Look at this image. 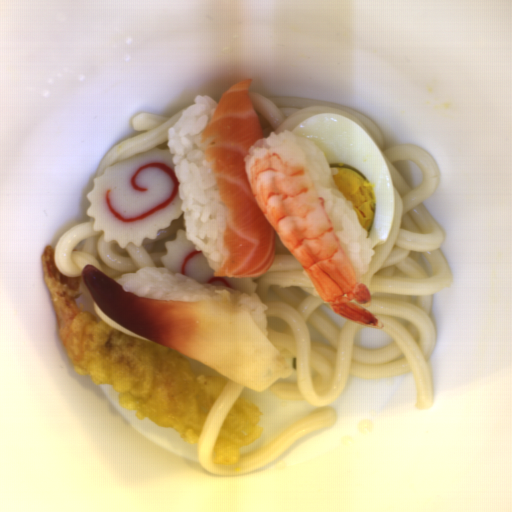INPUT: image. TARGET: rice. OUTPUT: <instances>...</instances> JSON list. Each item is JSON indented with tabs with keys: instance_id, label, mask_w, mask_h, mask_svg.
<instances>
[{
	"instance_id": "1",
	"label": "rice",
	"mask_w": 512,
	"mask_h": 512,
	"mask_svg": "<svg viewBox=\"0 0 512 512\" xmlns=\"http://www.w3.org/2000/svg\"><path fill=\"white\" fill-rule=\"evenodd\" d=\"M218 102L198 95L170 126L166 145L172 157L183 211L184 235L216 273L227 263L222 195L208 167L201 136Z\"/></svg>"
},
{
	"instance_id": "3",
	"label": "rice",
	"mask_w": 512,
	"mask_h": 512,
	"mask_svg": "<svg viewBox=\"0 0 512 512\" xmlns=\"http://www.w3.org/2000/svg\"><path fill=\"white\" fill-rule=\"evenodd\" d=\"M129 294L141 298L161 301H211L218 293L226 291L240 303L253 319L266 338H269L266 313L268 306L260 300L256 293H245L240 290L202 284L186 274L172 273L166 267H143L133 273L121 274L111 279Z\"/></svg>"
},
{
	"instance_id": "2",
	"label": "rice",
	"mask_w": 512,
	"mask_h": 512,
	"mask_svg": "<svg viewBox=\"0 0 512 512\" xmlns=\"http://www.w3.org/2000/svg\"><path fill=\"white\" fill-rule=\"evenodd\" d=\"M262 150L276 152L301 165L322 199L326 215L357 278L364 284L375 251L351 202L336 185L333 174L337 169L330 166L322 148L285 128L281 132L272 131L254 142L245 156L247 178L250 162Z\"/></svg>"
}]
</instances>
